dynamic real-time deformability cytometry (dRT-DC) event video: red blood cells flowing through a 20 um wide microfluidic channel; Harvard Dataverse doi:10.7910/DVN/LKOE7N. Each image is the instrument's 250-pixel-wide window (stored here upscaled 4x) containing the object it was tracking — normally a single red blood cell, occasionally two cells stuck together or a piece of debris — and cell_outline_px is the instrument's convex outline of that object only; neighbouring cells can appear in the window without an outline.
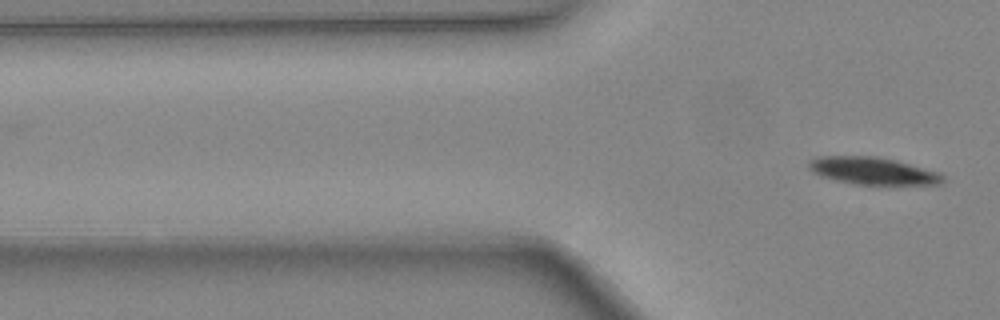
{"species": "common noctule bat (a hibernating species)", "species_latin": "Nyctalus noctula", "temperature_condition": "warm", "stored_images_in_passage": 3, "camera_frame_rate_fps": 3000, "um_per_image_px": 0.085, "animal": {"sex": "female", "body_mass_g": 24.6, "forearm_length_mm": 56.2}, "frame": {"image": 1, "passage_image": 3, "time_ms": 0.667, "image_size_px": [1000, 320], "cell_outline_px": [[944, 180], [940, 184], [852, 184], [820, 176], [812, 172], [808, 168], [808, 160], [820, 156], [876, 156], [896, 160], [940, 172], [944, 176]], "centroid_in_image_um": [74.16, 14.51], "position_along_channel_um": 51.6, "area_um2": 21.39}}